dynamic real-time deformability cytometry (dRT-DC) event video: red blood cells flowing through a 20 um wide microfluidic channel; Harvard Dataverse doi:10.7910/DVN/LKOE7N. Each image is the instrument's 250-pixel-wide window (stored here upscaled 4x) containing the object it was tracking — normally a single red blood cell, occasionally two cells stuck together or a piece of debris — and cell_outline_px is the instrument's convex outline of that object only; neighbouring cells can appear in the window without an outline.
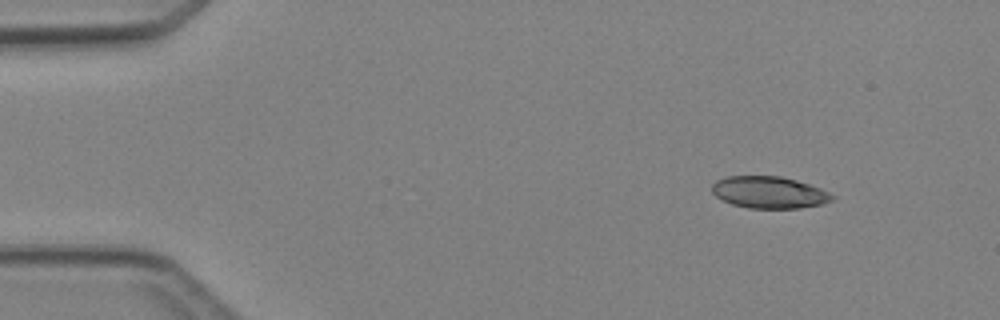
{"species": "Egyptian fruit bat (a non-hibernating species)", "species_latin": "Rousettus aegyptiacus", "temperature_condition": "cold", "stored_images_in_passage": 5, "camera_frame_rate_fps": 3000, "um_per_image_px": 0.085, "animal": {"sex": "female"}, "frame": {"image": 1, "passage_image": 1, "time_ms": 0.0, "image_size_px": [1000, 320], "cell_outline_px": [[836, 196], [832, 200], [824, 204], [800, 208], [748, 208], [732, 204], [716, 196], [712, 192], [712, 184], [716, 180], [728, 176], [780, 176], [796, 180], [820, 188]], "centroid_in_image_um": [65.39, 16.35], "position_along_channel_um": 19.6, "area_um2": 22.31}}
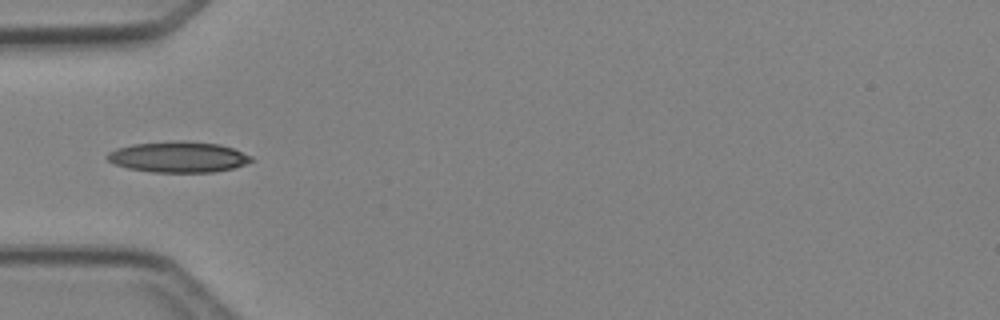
{"frame": {"image": 2, "passage_image": 4, "time_ms": 3.333, "image_size_px": [1000, 320], "cell_outline_px": [[256, 160], [232, 168], [212, 172], [152, 172], [128, 168], [116, 164], [108, 160], [104, 156], [108, 152], [116, 148], [132, 144], [172, 140], [184, 140], [220, 144], [232, 148], [252, 156]], "centroid_in_image_um": [15.15, 13.33], "position_along_channel_um": 69.9, "area_um2": 26.07}}
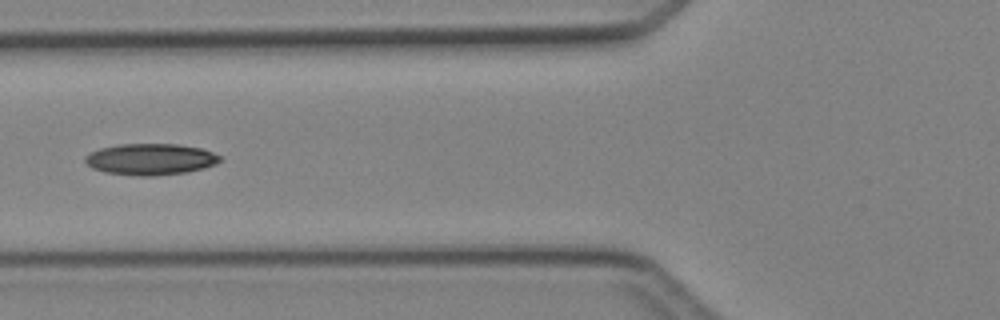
{"frame": {"image": 3, "passage_image": 5, "time_ms": 4.333, "image_size_px": [1000, 320], "cell_outline_px": [[220, 160], [216, 164], [204, 168], [188, 172], [152, 176], [140, 176], [104, 172], [92, 168], [84, 160], [84, 156], [100, 148], [116, 144], [176, 144], [200, 148], [212, 152], [220, 156]], "centroid_in_image_um": [12.78, 13.54], "position_along_channel_um": 113.0, "area_um2": 24.62}}